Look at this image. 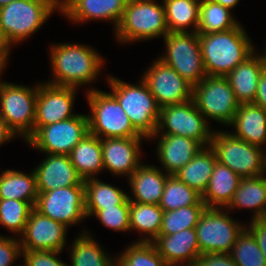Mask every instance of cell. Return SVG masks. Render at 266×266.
Segmentation results:
<instances>
[{"mask_svg": "<svg viewBox=\"0 0 266 266\" xmlns=\"http://www.w3.org/2000/svg\"><path fill=\"white\" fill-rule=\"evenodd\" d=\"M50 69L52 80L49 84L79 88L97 80L104 66V58L89 45L58 43L50 46ZM94 81V82H92Z\"/></svg>", "mask_w": 266, "mask_h": 266, "instance_id": "obj_1", "label": "cell"}, {"mask_svg": "<svg viewBox=\"0 0 266 266\" xmlns=\"http://www.w3.org/2000/svg\"><path fill=\"white\" fill-rule=\"evenodd\" d=\"M207 76L226 77L256 50L244 27L209 34H199Z\"/></svg>", "mask_w": 266, "mask_h": 266, "instance_id": "obj_2", "label": "cell"}, {"mask_svg": "<svg viewBox=\"0 0 266 266\" xmlns=\"http://www.w3.org/2000/svg\"><path fill=\"white\" fill-rule=\"evenodd\" d=\"M110 92L124 109L133 127L147 140L156 133L160 107L142 80L129 84L115 76L106 75ZM140 82V83H139Z\"/></svg>", "mask_w": 266, "mask_h": 266, "instance_id": "obj_3", "label": "cell"}, {"mask_svg": "<svg viewBox=\"0 0 266 266\" xmlns=\"http://www.w3.org/2000/svg\"><path fill=\"white\" fill-rule=\"evenodd\" d=\"M55 11L60 12L58 0H15L0 7V26L13 46L39 31Z\"/></svg>", "mask_w": 266, "mask_h": 266, "instance_id": "obj_4", "label": "cell"}, {"mask_svg": "<svg viewBox=\"0 0 266 266\" xmlns=\"http://www.w3.org/2000/svg\"><path fill=\"white\" fill-rule=\"evenodd\" d=\"M168 32L163 3L158 4L155 0H128L114 34L118 42L129 44L164 38Z\"/></svg>", "mask_w": 266, "mask_h": 266, "instance_id": "obj_5", "label": "cell"}, {"mask_svg": "<svg viewBox=\"0 0 266 266\" xmlns=\"http://www.w3.org/2000/svg\"><path fill=\"white\" fill-rule=\"evenodd\" d=\"M86 99L91 114L88 116L89 133L106 138L144 137L132 125L124 109L109 92L91 88Z\"/></svg>", "mask_w": 266, "mask_h": 266, "instance_id": "obj_6", "label": "cell"}, {"mask_svg": "<svg viewBox=\"0 0 266 266\" xmlns=\"http://www.w3.org/2000/svg\"><path fill=\"white\" fill-rule=\"evenodd\" d=\"M210 146L216 153L217 161L241 178L266 173V151L240 140L229 131L214 130Z\"/></svg>", "mask_w": 266, "mask_h": 266, "instance_id": "obj_7", "label": "cell"}, {"mask_svg": "<svg viewBox=\"0 0 266 266\" xmlns=\"http://www.w3.org/2000/svg\"><path fill=\"white\" fill-rule=\"evenodd\" d=\"M38 84L35 87L0 80V116L26 141L33 134Z\"/></svg>", "mask_w": 266, "mask_h": 266, "instance_id": "obj_8", "label": "cell"}, {"mask_svg": "<svg viewBox=\"0 0 266 266\" xmlns=\"http://www.w3.org/2000/svg\"><path fill=\"white\" fill-rule=\"evenodd\" d=\"M163 39L166 52L162 53L158 59L172 67L192 86L207 76L199 34L196 32H168Z\"/></svg>", "mask_w": 266, "mask_h": 266, "instance_id": "obj_9", "label": "cell"}, {"mask_svg": "<svg viewBox=\"0 0 266 266\" xmlns=\"http://www.w3.org/2000/svg\"><path fill=\"white\" fill-rule=\"evenodd\" d=\"M192 99L206 120H214L227 128L240 105L228 79L222 76H206L193 86Z\"/></svg>", "mask_w": 266, "mask_h": 266, "instance_id": "obj_10", "label": "cell"}, {"mask_svg": "<svg viewBox=\"0 0 266 266\" xmlns=\"http://www.w3.org/2000/svg\"><path fill=\"white\" fill-rule=\"evenodd\" d=\"M226 208H208L195 226L200 254H230L239 234L246 227L232 219ZM243 224V225H242Z\"/></svg>", "mask_w": 266, "mask_h": 266, "instance_id": "obj_11", "label": "cell"}, {"mask_svg": "<svg viewBox=\"0 0 266 266\" xmlns=\"http://www.w3.org/2000/svg\"><path fill=\"white\" fill-rule=\"evenodd\" d=\"M208 120L197 109L193 99L180 104L160 108L155 134L178 135L198 141L203 147L210 146L213 131Z\"/></svg>", "mask_w": 266, "mask_h": 266, "instance_id": "obj_12", "label": "cell"}, {"mask_svg": "<svg viewBox=\"0 0 266 266\" xmlns=\"http://www.w3.org/2000/svg\"><path fill=\"white\" fill-rule=\"evenodd\" d=\"M88 133V116L78 113L70 119L39 127L26 143L44 154L69 155Z\"/></svg>", "mask_w": 266, "mask_h": 266, "instance_id": "obj_13", "label": "cell"}, {"mask_svg": "<svg viewBox=\"0 0 266 266\" xmlns=\"http://www.w3.org/2000/svg\"><path fill=\"white\" fill-rule=\"evenodd\" d=\"M42 215L70 227L85 220V186H68L38 192L34 207Z\"/></svg>", "mask_w": 266, "mask_h": 266, "instance_id": "obj_14", "label": "cell"}, {"mask_svg": "<svg viewBox=\"0 0 266 266\" xmlns=\"http://www.w3.org/2000/svg\"><path fill=\"white\" fill-rule=\"evenodd\" d=\"M141 77L160 108L192 99L193 86L158 58Z\"/></svg>", "mask_w": 266, "mask_h": 266, "instance_id": "obj_15", "label": "cell"}, {"mask_svg": "<svg viewBox=\"0 0 266 266\" xmlns=\"http://www.w3.org/2000/svg\"><path fill=\"white\" fill-rule=\"evenodd\" d=\"M77 88L38 83L33 133L49 124L70 119L73 112Z\"/></svg>", "mask_w": 266, "mask_h": 266, "instance_id": "obj_16", "label": "cell"}, {"mask_svg": "<svg viewBox=\"0 0 266 266\" xmlns=\"http://www.w3.org/2000/svg\"><path fill=\"white\" fill-rule=\"evenodd\" d=\"M68 227L42 215L35 208L30 212L24 232L19 236L22 250L62 252L67 243Z\"/></svg>", "mask_w": 266, "mask_h": 266, "instance_id": "obj_17", "label": "cell"}, {"mask_svg": "<svg viewBox=\"0 0 266 266\" xmlns=\"http://www.w3.org/2000/svg\"><path fill=\"white\" fill-rule=\"evenodd\" d=\"M146 137L101 139L103 167L113 176H127V179L142 164L140 161L141 141Z\"/></svg>", "mask_w": 266, "mask_h": 266, "instance_id": "obj_18", "label": "cell"}, {"mask_svg": "<svg viewBox=\"0 0 266 266\" xmlns=\"http://www.w3.org/2000/svg\"><path fill=\"white\" fill-rule=\"evenodd\" d=\"M128 0H60V14L73 23L105 20L115 31L123 18Z\"/></svg>", "mask_w": 266, "mask_h": 266, "instance_id": "obj_19", "label": "cell"}, {"mask_svg": "<svg viewBox=\"0 0 266 266\" xmlns=\"http://www.w3.org/2000/svg\"><path fill=\"white\" fill-rule=\"evenodd\" d=\"M35 169L38 192L68 186H84V180L71 163L69 155L46 154Z\"/></svg>", "mask_w": 266, "mask_h": 266, "instance_id": "obj_20", "label": "cell"}, {"mask_svg": "<svg viewBox=\"0 0 266 266\" xmlns=\"http://www.w3.org/2000/svg\"><path fill=\"white\" fill-rule=\"evenodd\" d=\"M152 243L168 266H194L200 256L195 228L159 235Z\"/></svg>", "mask_w": 266, "mask_h": 266, "instance_id": "obj_21", "label": "cell"}, {"mask_svg": "<svg viewBox=\"0 0 266 266\" xmlns=\"http://www.w3.org/2000/svg\"><path fill=\"white\" fill-rule=\"evenodd\" d=\"M155 138L161 169L168 175H175L203 148L198 141L184 136L154 134L148 140Z\"/></svg>", "mask_w": 266, "mask_h": 266, "instance_id": "obj_22", "label": "cell"}, {"mask_svg": "<svg viewBox=\"0 0 266 266\" xmlns=\"http://www.w3.org/2000/svg\"><path fill=\"white\" fill-rule=\"evenodd\" d=\"M169 176L162 169L155 167L154 164L142 163L128 178L133 194V197L128 196L129 201L159 205Z\"/></svg>", "mask_w": 266, "mask_h": 266, "instance_id": "obj_23", "label": "cell"}, {"mask_svg": "<svg viewBox=\"0 0 266 266\" xmlns=\"http://www.w3.org/2000/svg\"><path fill=\"white\" fill-rule=\"evenodd\" d=\"M235 137L262 148L266 144V110L254 103H241L228 126Z\"/></svg>", "mask_w": 266, "mask_h": 266, "instance_id": "obj_24", "label": "cell"}, {"mask_svg": "<svg viewBox=\"0 0 266 266\" xmlns=\"http://www.w3.org/2000/svg\"><path fill=\"white\" fill-rule=\"evenodd\" d=\"M263 71L261 58L255 51L226 76L240 104L254 102L258 81Z\"/></svg>", "mask_w": 266, "mask_h": 266, "instance_id": "obj_25", "label": "cell"}, {"mask_svg": "<svg viewBox=\"0 0 266 266\" xmlns=\"http://www.w3.org/2000/svg\"><path fill=\"white\" fill-rule=\"evenodd\" d=\"M242 208L254 211L251 219L266 218V173L241 179L226 210Z\"/></svg>", "mask_w": 266, "mask_h": 266, "instance_id": "obj_26", "label": "cell"}, {"mask_svg": "<svg viewBox=\"0 0 266 266\" xmlns=\"http://www.w3.org/2000/svg\"><path fill=\"white\" fill-rule=\"evenodd\" d=\"M241 179L242 178L229 167L217 161L208 187L201 196L206 207L226 208L231 202Z\"/></svg>", "mask_w": 266, "mask_h": 266, "instance_id": "obj_27", "label": "cell"}, {"mask_svg": "<svg viewBox=\"0 0 266 266\" xmlns=\"http://www.w3.org/2000/svg\"><path fill=\"white\" fill-rule=\"evenodd\" d=\"M216 162V153L211 146L203 147L175 176L202 196Z\"/></svg>", "mask_w": 266, "mask_h": 266, "instance_id": "obj_28", "label": "cell"}, {"mask_svg": "<svg viewBox=\"0 0 266 266\" xmlns=\"http://www.w3.org/2000/svg\"><path fill=\"white\" fill-rule=\"evenodd\" d=\"M71 163L83 180L97 178V174L104 170L101 139L91 133L71 150Z\"/></svg>", "mask_w": 266, "mask_h": 266, "instance_id": "obj_29", "label": "cell"}, {"mask_svg": "<svg viewBox=\"0 0 266 266\" xmlns=\"http://www.w3.org/2000/svg\"><path fill=\"white\" fill-rule=\"evenodd\" d=\"M38 198L36 175L6 169L0 174V199H17L29 202L33 207Z\"/></svg>", "mask_w": 266, "mask_h": 266, "instance_id": "obj_30", "label": "cell"}, {"mask_svg": "<svg viewBox=\"0 0 266 266\" xmlns=\"http://www.w3.org/2000/svg\"><path fill=\"white\" fill-rule=\"evenodd\" d=\"M130 230L143 237L135 242L152 243L160 234L164 210L159 205L129 201Z\"/></svg>", "mask_w": 266, "mask_h": 266, "instance_id": "obj_31", "label": "cell"}, {"mask_svg": "<svg viewBox=\"0 0 266 266\" xmlns=\"http://www.w3.org/2000/svg\"><path fill=\"white\" fill-rule=\"evenodd\" d=\"M81 232L83 233L79 237L76 236L69 249V266H114L115 257H110L88 231Z\"/></svg>", "mask_w": 266, "mask_h": 266, "instance_id": "obj_32", "label": "cell"}, {"mask_svg": "<svg viewBox=\"0 0 266 266\" xmlns=\"http://www.w3.org/2000/svg\"><path fill=\"white\" fill-rule=\"evenodd\" d=\"M162 3L169 32L197 31L200 0H163Z\"/></svg>", "mask_w": 266, "mask_h": 266, "instance_id": "obj_33", "label": "cell"}, {"mask_svg": "<svg viewBox=\"0 0 266 266\" xmlns=\"http://www.w3.org/2000/svg\"><path fill=\"white\" fill-rule=\"evenodd\" d=\"M231 10L211 0H200L197 34L222 32L236 28L240 22Z\"/></svg>", "mask_w": 266, "mask_h": 266, "instance_id": "obj_34", "label": "cell"}, {"mask_svg": "<svg viewBox=\"0 0 266 266\" xmlns=\"http://www.w3.org/2000/svg\"><path fill=\"white\" fill-rule=\"evenodd\" d=\"M85 186V210H103L121 205L128 194L120 188L106 184L98 178L84 180Z\"/></svg>", "mask_w": 266, "mask_h": 266, "instance_id": "obj_35", "label": "cell"}, {"mask_svg": "<svg viewBox=\"0 0 266 266\" xmlns=\"http://www.w3.org/2000/svg\"><path fill=\"white\" fill-rule=\"evenodd\" d=\"M159 206L164 211H171L182 207L206 205L199 193L180 181L175 175H170L166 180Z\"/></svg>", "mask_w": 266, "mask_h": 266, "instance_id": "obj_36", "label": "cell"}, {"mask_svg": "<svg viewBox=\"0 0 266 266\" xmlns=\"http://www.w3.org/2000/svg\"><path fill=\"white\" fill-rule=\"evenodd\" d=\"M114 258V266H168L153 243L133 242Z\"/></svg>", "mask_w": 266, "mask_h": 266, "instance_id": "obj_37", "label": "cell"}, {"mask_svg": "<svg viewBox=\"0 0 266 266\" xmlns=\"http://www.w3.org/2000/svg\"><path fill=\"white\" fill-rule=\"evenodd\" d=\"M34 207L17 199H0V225L20 236L25 229L30 212Z\"/></svg>", "mask_w": 266, "mask_h": 266, "instance_id": "obj_38", "label": "cell"}, {"mask_svg": "<svg viewBox=\"0 0 266 266\" xmlns=\"http://www.w3.org/2000/svg\"><path fill=\"white\" fill-rule=\"evenodd\" d=\"M205 209L206 206H190L164 211L159 235H173L185 229L195 228Z\"/></svg>", "mask_w": 266, "mask_h": 266, "instance_id": "obj_39", "label": "cell"}, {"mask_svg": "<svg viewBox=\"0 0 266 266\" xmlns=\"http://www.w3.org/2000/svg\"><path fill=\"white\" fill-rule=\"evenodd\" d=\"M230 255L237 266H266L261 249L246 227L239 234Z\"/></svg>", "mask_w": 266, "mask_h": 266, "instance_id": "obj_40", "label": "cell"}, {"mask_svg": "<svg viewBox=\"0 0 266 266\" xmlns=\"http://www.w3.org/2000/svg\"><path fill=\"white\" fill-rule=\"evenodd\" d=\"M95 216L103 226L114 231H130L129 199L121 205L103 210H86V217Z\"/></svg>", "mask_w": 266, "mask_h": 266, "instance_id": "obj_41", "label": "cell"}, {"mask_svg": "<svg viewBox=\"0 0 266 266\" xmlns=\"http://www.w3.org/2000/svg\"><path fill=\"white\" fill-rule=\"evenodd\" d=\"M62 252L58 251H29L22 250L24 263L21 266H69L63 262L59 256Z\"/></svg>", "mask_w": 266, "mask_h": 266, "instance_id": "obj_42", "label": "cell"}, {"mask_svg": "<svg viewBox=\"0 0 266 266\" xmlns=\"http://www.w3.org/2000/svg\"><path fill=\"white\" fill-rule=\"evenodd\" d=\"M22 249L18 237L0 235V266L12 264L22 257Z\"/></svg>", "mask_w": 266, "mask_h": 266, "instance_id": "obj_43", "label": "cell"}, {"mask_svg": "<svg viewBox=\"0 0 266 266\" xmlns=\"http://www.w3.org/2000/svg\"><path fill=\"white\" fill-rule=\"evenodd\" d=\"M194 266H237L230 254L205 253L200 254Z\"/></svg>", "mask_w": 266, "mask_h": 266, "instance_id": "obj_44", "label": "cell"}, {"mask_svg": "<svg viewBox=\"0 0 266 266\" xmlns=\"http://www.w3.org/2000/svg\"><path fill=\"white\" fill-rule=\"evenodd\" d=\"M250 221L251 223L249 222V226H245L255 238L258 247L262 251L263 257L266 260V218L251 219Z\"/></svg>", "mask_w": 266, "mask_h": 266, "instance_id": "obj_45", "label": "cell"}, {"mask_svg": "<svg viewBox=\"0 0 266 266\" xmlns=\"http://www.w3.org/2000/svg\"><path fill=\"white\" fill-rule=\"evenodd\" d=\"M254 104L266 110V72L263 71L258 81V88L254 99Z\"/></svg>", "mask_w": 266, "mask_h": 266, "instance_id": "obj_46", "label": "cell"}, {"mask_svg": "<svg viewBox=\"0 0 266 266\" xmlns=\"http://www.w3.org/2000/svg\"><path fill=\"white\" fill-rule=\"evenodd\" d=\"M12 45L9 43L7 38L5 37L1 26H0V60L7 65L8 56H10Z\"/></svg>", "mask_w": 266, "mask_h": 266, "instance_id": "obj_47", "label": "cell"}, {"mask_svg": "<svg viewBox=\"0 0 266 266\" xmlns=\"http://www.w3.org/2000/svg\"><path fill=\"white\" fill-rule=\"evenodd\" d=\"M15 133L8 127L5 120L0 116V146L15 138Z\"/></svg>", "mask_w": 266, "mask_h": 266, "instance_id": "obj_48", "label": "cell"}, {"mask_svg": "<svg viewBox=\"0 0 266 266\" xmlns=\"http://www.w3.org/2000/svg\"><path fill=\"white\" fill-rule=\"evenodd\" d=\"M211 1L221 4L222 6L230 9L231 11L239 3V0H211Z\"/></svg>", "mask_w": 266, "mask_h": 266, "instance_id": "obj_49", "label": "cell"}, {"mask_svg": "<svg viewBox=\"0 0 266 266\" xmlns=\"http://www.w3.org/2000/svg\"><path fill=\"white\" fill-rule=\"evenodd\" d=\"M259 57L261 58L263 69L266 72V46H265V51H263V55L259 53Z\"/></svg>", "mask_w": 266, "mask_h": 266, "instance_id": "obj_50", "label": "cell"}, {"mask_svg": "<svg viewBox=\"0 0 266 266\" xmlns=\"http://www.w3.org/2000/svg\"><path fill=\"white\" fill-rule=\"evenodd\" d=\"M15 0H0V7L7 5Z\"/></svg>", "mask_w": 266, "mask_h": 266, "instance_id": "obj_51", "label": "cell"}, {"mask_svg": "<svg viewBox=\"0 0 266 266\" xmlns=\"http://www.w3.org/2000/svg\"><path fill=\"white\" fill-rule=\"evenodd\" d=\"M5 67L7 66L0 60V76L3 74Z\"/></svg>", "mask_w": 266, "mask_h": 266, "instance_id": "obj_52", "label": "cell"}]
</instances>
